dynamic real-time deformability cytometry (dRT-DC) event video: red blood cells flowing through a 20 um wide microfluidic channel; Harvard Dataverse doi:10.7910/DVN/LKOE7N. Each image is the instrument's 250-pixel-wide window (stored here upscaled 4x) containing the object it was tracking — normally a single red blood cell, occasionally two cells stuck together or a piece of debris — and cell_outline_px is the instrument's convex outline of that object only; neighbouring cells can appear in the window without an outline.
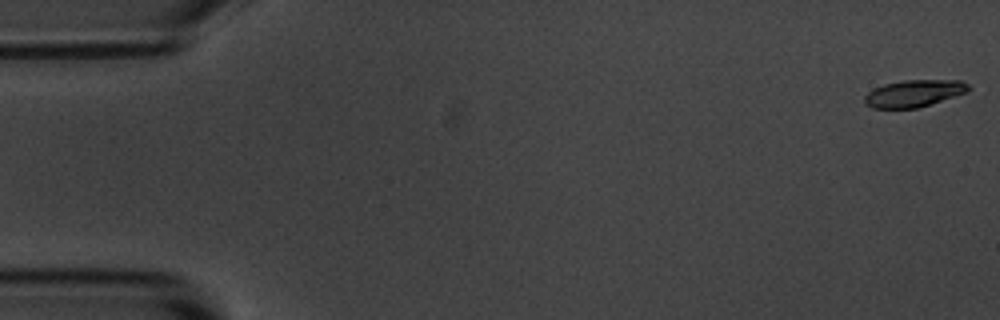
{"species": "common noctule bat (a hibernating species)", "species_latin": "Nyctalus noctula", "temperature_condition": "room temperature", "stored_images_in_passage": 8, "camera_frame_rate_fps": 3000, "um_per_image_px": 0.085, "animal": {"sex": "male", "body_mass_g": 20.1, "forearm_length_mm": 53.5}, "frame": {"image": 1, "passage_image": 1, "time_ms": 0.0, "image_size_px": [1000, 320], "cell_outline_px": [[972, 88], [968, 92], [916, 108], [872, 108], [864, 104], [864, 96], [868, 92], [884, 84], [904, 80], [960, 80], [968, 84]], "centroid_in_image_um": [77.69, 7.93], "position_along_channel_um": 7.3, "area_um2": 16.3}}
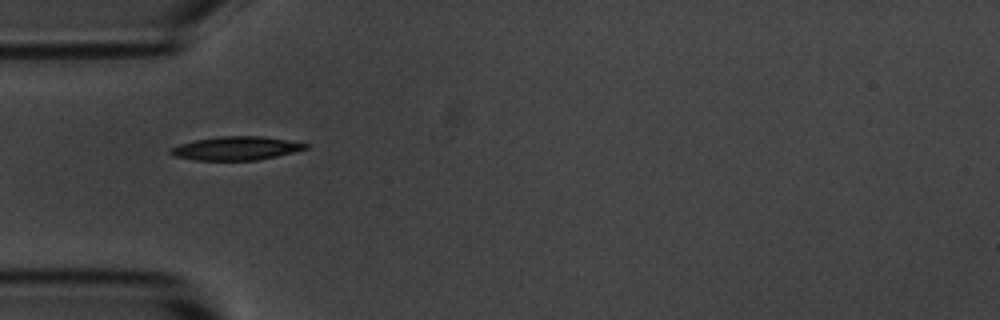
{"frame": {"image": 2, "passage_image": 5, "time_ms": 5.333, "image_size_px": [1000, 320], "cell_outline_px": [[308, 148], [276, 156], [256, 160], [192, 160], [172, 156], [168, 152], [168, 148], [180, 144], [196, 140], [220, 136], [260, 136], [308, 144]], "centroid_in_image_um": [19.97, 12.61], "position_along_channel_um": 65.0, "area_um2": 18.38}}
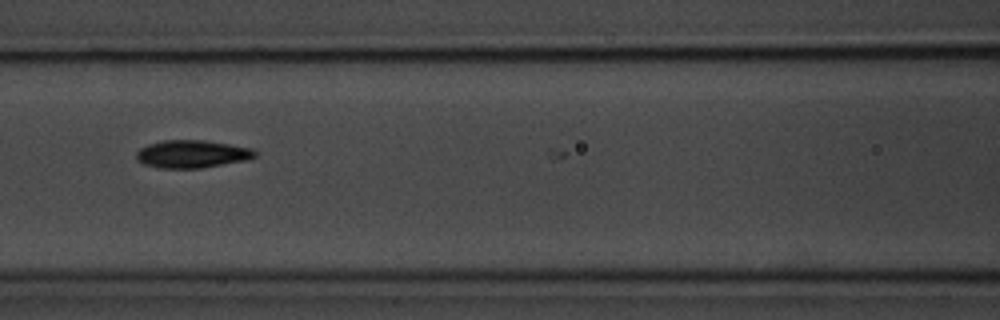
{"frame": {"image": 3, "passage_image": 7, "time_ms": 7.667, "image_size_px": [1000, 320], "cell_outline_px": [[256, 156], [244, 160], [200, 168], [160, 168], [144, 164], [136, 160], [136, 152], [140, 148], [148, 144], [164, 140], [204, 140], [252, 148], [256, 152]], "centroid_in_image_um": [16.27, 13.08], "position_along_channel_um": 150.3, "area_um2": 19.02}}